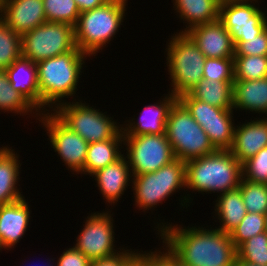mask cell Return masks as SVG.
<instances>
[{
  "label": "cell",
  "instance_id": "6da1fadb",
  "mask_svg": "<svg viewBox=\"0 0 267 266\" xmlns=\"http://www.w3.org/2000/svg\"><path fill=\"white\" fill-rule=\"evenodd\" d=\"M154 218L156 238L181 266H234L237 251L230 235L208 224L179 225ZM156 221V222H155ZM158 221V222H157ZM177 223V224H176ZM206 226V227H205ZM158 235V236H157ZM161 237V238H160Z\"/></svg>",
  "mask_w": 267,
  "mask_h": 266
},
{
  "label": "cell",
  "instance_id": "7a4b0ae2",
  "mask_svg": "<svg viewBox=\"0 0 267 266\" xmlns=\"http://www.w3.org/2000/svg\"><path fill=\"white\" fill-rule=\"evenodd\" d=\"M87 57L92 60L80 50H71L36 63L40 113L52 112L58 105L68 102L69 98V101L83 99L77 91L80 89L79 82L82 83L84 68H87Z\"/></svg>",
  "mask_w": 267,
  "mask_h": 266
},
{
  "label": "cell",
  "instance_id": "3957f363",
  "mask_svg": "<svg viewBox=\"0 0 267 266\" xmlns=\"http://www.w3.org/2000/svg\"><path fill=\"white\" fill-rule=\"evenodd\" d=\"M242 178V164L229 150H217L211 155L188 160L185 177L188 207L194 205L193 193L218 196L237 189Z\"/></svg>",
  "mask_w": 267,
  "mask_h": 266
},
{
  "label": "cell",
  "instance_id": "277c9868",
  "mask_svg": "<svg viewBox=\"0 0 267 266\" xmlns=\"http://www.w3.org/2000/svg\"><path fill=\"white\" fill-rule=\"evenodd\" d=\"M186 162L178 158L166 164L155 172H148L132 177L131 192L134 198V210L153 215L160 204L174 197L176 192L183 194L178 198L180 209L188 208L185 189ZM181 190V191H180ZM183 191V192H182ZM185 192V193H184ZM185 194V195H184ZM157 208V209H156ZM141 210V211H140ZM150 212H147L149 211ZM155 210V211H154ZM154 211V212H153Z\"/></svg>",
  "mask_w": 267,
  "mask_h": 266
},
{
  "label": "cell",
  "instance_id": "5b68a950",
  "mask_svg": "<svg viewBox=\"0 0 267 266\" xmlns=\"http://www.w3.org/2000/svg\"><path fill=\"white\" fill-rule=\"evenodd\" d=\"M127 8L128 0H109L100 7L80 13L74 26L76 47L95 58L108 44L111 46L126 20Z\"/></svg>",
  "mask_w": 267,
  "mask_h": 266
},
{
  "label": "cell",
  "instance_id": "8992f818",
  "mask_svg": "<svg viewBox=\"0 0 267 266\" xmlns=\"http://www.w3.org/2000/svg\"><path fill=\"white\" fill-rule=\"evenodd\" d=\"M173 33L166 41L164 64L170 81L168 90L178 98L203 79L206 57L187 33Z\"/></svg>",
  "mask_w": 267,
  "mask_h": 266
},
{
  "label": "cell",
  "instance_id": "52a82bcc",
  "mask_svg": "<svg viewBox=\"0 0 267 266\" xmlns=\"http://www.w3.org/2000/svg\"><path fill=\"white\" fill-rule=\"evenodd\" d=\"M86 103L84 99L68 101L58 105L52 113L70 130L86 142L94 143L112 138H124L122 123L103 109ZM115 119V120H114ZM118 121V122H117Z\"/></svg>",
  "mask_w": 267,
  "mask_h": 266
},
{
  "label": "cell",
  "instance_id": "ba28073f",
  "mask_svg": "<svg viewBox=\"0 0 267 266\" xmlns=\"http://www.w3.org/2000/svg\"><path fill=\"white\" fill-rule=\"evenodd\" d=\"M166 136L175 157L185 162L217 151L202 127L178 100L169 111Z\"/></svg>",
  "mask_w": 267,
  "mask_h": 266
},
{
  "label": "cell",
  "instance_id": "9c48e42d",
  "mask_svg": "<svg viewBox=\"0 0 267 266\" xmlns=\"http://www.w3.org/2000/svg\"><path fill=\"white\" fill-rule=\"evenodd\" d=\"M104 210L87 213L89 215L84 218L82 230H79L72 245L91 261L113 256L125 248V244L120 247L116 244L115 239L118 238H115L116 225L113 218L116 213L111 209Z\"/></svg>",
  "mask_w": 267,
  "mask_h": 266
},
{
  "label": "cell",
  "instance_id": "30bf717a",
  "mask_svg": "<svg viewBox=\"0 0 267 266\" xmlns=\"http://www.w3.org/2000/svg\"><path fill=\"white\" fill-rule=\"evenodd\" d=\"M22 56L32 62L56 57L76 47L74 26L46 21L21 36Z\"/></svg>",
  "mask_w": 267,
  "mask_h": 266
},
{
  "label": "cell",
  "instance_id": "8fae6325",
  "mask_svg": "<svg viewBox=\"0 0 267 266\" xmlns=\"http://www.w3.org/2000/svg\"><path fill=\"white\" fill-rule=\"evenodd\" d=\"M177 100L202 127L216 150H230L237 120L234 119L233 109L211 106L193 98L189 93L179 96Z\"/></svg>",
  "mask_w": 267,
  "mask_h": 266
},
{
  "label": "cell",
  "instance_id": "7c38bea8",
  "mask_svg": "<svg viewBox=\"0 0 267 266\" xmlns=\"http://www.w3.org/2000/svg\"><path fill=\"white\" fill-rule=\"evenodd\" d=\"M124 154L132 176L155 172L176 159L166 134L124 136Z\"/></svg>",
  "mask_w": 267,
  "mask_h": 266
},
{
  "label": "cell",
  "instance_id": "4fadbf2b",
  "mask_svg": "<svg viewBox=\"0 0 267 266\" xmlns=\"http://www.w3.org/2000/svg\"><path fill=\"white\" fill-rule=\"evenodd\" d=\"M38 121L55 155L58 159L60 157L63 166L72 175L77 176L84 169L89 143L65 126L52 112L40 113Z\"/></svg>",
  "mask_w": 267,
  "mask_h": 266
},
{
  "label": "cell",
  "instance_id": "5bb4252c",
  "mask_svg": "<svg viewBox=\"0 0 267 266\" xmlns=\"http://www.w3.org/2000/svg\"><path fill=\"white\" fill-rule=\"evenodd\" d=\"M262 0L220 2L219 21L229 31L234 45L241 38H252L267 28V8ZM260 6V7H259Z\"/></svg>",
  "mask_w": 267,
  "mask_h": 266
},
{
  "label": "cell",
  "instance_id": "9a60e30c",
  "mask_svg": "<svg viewBox=\"0 0 267 266\" xmlns=\"http://www.w3.org/2000/svg\"><path fill=\"white\" fill-rule=\"evenodd\" d=\"M177 101V97L171 92L164 93L154 104L143 106V110L133 117L122 120V132L124 136L160 135L166 134V123L171 107ZM139 115V116H137ZM139 117V118H138Z\"/></svg>",
  "mask_w": 267,
  "mask_h": 266
},
{
  "label": "cell",
  "instance_id": "2e32d148",
  "mask_svg": "<svg viewBox=\"0 0 267 266\" xmlns=\"http://www.w3.org/2000/svg\"><path fill=\"white\" fill-rule=\"evenodd\" d=\"M90 177L95 180V187H98L103 202L108 206H105V209L112 210L118 205L127 189H131L129 186L132 184L133 176L127 158L123 155L116 162L96 171Z\"/></svg>",
  "mask_w": 267,
  "mask_h": 266
},
{
  "label": "cell",
  "instance_id": "e0dca14e",
  "mask_svg": "<svg viewBox=\"0 0 267 266\" xmlns=\"http://www.w3.org/2000/svg\"><path fill=\"white\" fill-rule=\"evenodd\" d=\"M29 205L28 197L0 205V242L4 251L9 252L15 248L29 229L33 220Z\"/></svg>",
  "mask_w": 267,
  "mask_h": 266
},
{
  "label": "cell",
  "instance_id": "ac0fdd59",
  "mask_svg": "<svg viewBox=\"0 0 267 266\" xmlns=\"http://www.w3.org/2000/svg\"><path fill=\"white\" fill-rule=\"evenodd\" d=\"M244 120L237 121L229 150L241 164L267 147V117Z\"/></svg>",
  "mask_w": 267,
  "mask_h": 266
},
{
  "label": "cell",
  "instance_id": "d6986e66",
  "mask_svg": "<svg viewBox=\"0 0 267 266\" xmlns=\"http://www.w3.org/2000/svg\"><path fill=\"white\" fill-rule=\"evenodd\" d=\"M186 33L206 58H234L235 45L232 37L219 20L200 24Z\"/></svg>",
  "mask_w": 267,
  "mask_h": 266
},
{
  "label": "cell",
  "instance_id": "ffe728a7",
  "mask_svg": "<svg viewBox=\"0 0 267 266\" xmlns=\"http://www.w3.org/2000/svg\"><path fill=\"white\" fill-rule=\"evenodd\" d=\"M0 18L20 36L47 21L43 0H4Z\"/></svg>",
  "mask_w": 267,
  "mask_h": 266
},
{
  "label": "cell",
  "instance_id": "44dd1931",
  "mask_svg": "<svg viewBox=\"0 0 267 266\" xmlns=\"http://www.w3.org/2000/svg\"><path fill=\"white\" fill-rule=\"evenodd\" d=\"M233 110L267 117V77L233 82ZM239 111V112H238Z\"/></svg>",
  "mask_w": 267,
  "mask_h": 266
},
{
  "label": "cell",
  "instance_id": "7402d4cb",
  "mask_svg": "<svg viewBox=\"0 0 267 266\" xmlns=\"http://www.w3.org/2000/svg\"><path fill=\"white\" fill-rule=\"evenodd\" d=\"M13 148L14 146L11 145H0V205L25 197L19 184L22 178L21 171H23L21 170L22 159H20V153Z\"/></svg>",
  "mask_w": 267,
  "mask_h": 266
},
{
  "label": "cell",
  "instance_id": "603a6c76",
  "mask_svg": "<svg viewBox=\"0 0 267 266\" xmlns=\"http://www.w3.org/2000/svg\"><path fill=\"white\" fill-rule=\"evenodd\" d=\"M173 14L184 26L179 33H186L200 24H209L219 20L220 0H171Z\"/></svg>",
  "mask_w": 267,
  "mask_h": 266
},
{
  "label": "cell",
  "instance_id": "cb8c5ba5",
  "mask_svg": "<svg viewBox=\"0 0 267 266\" xmlns=\"http://www.w3.org/2000/svg\"><path fill=\"white\" fill-rule=\"evenodd\" d=\"M213 205L211 218L213 217L212 221L215 219L214 222L217 226L214 222H212L214 224L212 226L228 234L240 224L247 214L239 188L219 194L217 199L215 196Z\"/></svg>",
  "mask_w": 267,
  "mask_h": 266
},
{
  "label": "cell",
  "instance_id": "d4e9b609",
  "mask_svg": "<svg viewBox=\"0 0 267 266\" xmlns=\"http://www.w3.org/2000/svg\"><path fill=\"white\" fill-rule=\"evenodd\" d=\"M5 71L12 88L21 93L40 112L36 63L21 56Z\"/></svg>",
  "mask_w": 267,
  "mask_h": 266
},
{
  "label": "cell",
  "instance_id": "484cf974",
  "mask_svg": "<svg viewBox=\"0 0 267 266\" xmlns=\"http://www.w3.org/2000/svg\"><path fill=\"white\" fill-rule=\"evenodd\" d=\"M124 155V138H112L88 145L84 169L78 174L81 178L90 176Z\"/></svg>",
  "mask_w": 267,
  "mask_h": 266
},
{
  "label": "cell",
  "instance_id": "4316f807",
  "mask_svg": "<svg viewBox=\"0 0 267 266\" xmlns=\"http://www.w3.org/2000/svg\"><path fill=\"white\" fill-rule=\"evenodd\" d=\"M233 82L201 79L188 93L211 106L233 109Z\"/></svg>",
  "mask_w": 267,
  "mask_h": 266
},
{
  "label": "cell",
  "instance_id": "83f0119b",
  "mask_svg": "<svg viewBox=\"0 0 267 266\" xmlns=\"http://www.w3.org/2000/svg\"><path fill=\"white\" fill-rule=\"evenodd\" d=\"M12 113L14 116L32 117L38 123L40 112L18 91L14 90L9 82L5 70H0V114Z\"/></svg>",
  "mask_w": 267,
  "mask_h": 266
},
{
  "label": "cell",
  "instance_id": "f1b7e54d",
  "mask_svg": "<svg viewBox=\"0 0 267 266\" xmlns=\"http://www.w3.org/2000/svg\"><path fill=\"white\" fill-rule=\"evenodd\" d=\"M21 56V36L0 18V70H6Z\"/></svg>",
  "mask_w": 267,
  "mask_h": 266
},
{
  "label": "cell",
  "instance_id": "f546056e",
  "mask_svg": "<svg viewBox=\"0 0 267 266\" xmlns=\"http://www.w3.org/2000/svg\"><path fill=\"white\" fill-rule=\"evenodd\" d=\"M43 6L47 21L76 25L80 11L75 0H43Z\"/></svg>",
  "mask_w": 267,
  "mask_h": 266
},
{
  "label": "cell",
  "instance_id": "4dcf8cb0",
  "mask_svg": "<svg viewBox=\"0 0 267 266\" xmlns=\"http://www.w3.org/2000/svg\"><path fill=\"white\" fill-rule=\"evenodd\" d=\"M238 188L247 212L265 215L267 212V184L251 182L242 178Z\"/></svg>",
  "mask_w": 267,
  "mask_h": 266
},
{
  "label": "cell",
  "instance_id": "1f68e13d",
  "mask_svg": "<svg viewBox=\"0 0 267 266\" xmlns=\"http://www.w3.org/2000/svg\"><path fill=\"white\" fill-rule=\"evenodd\" d=\"M235 80L267 77V56H234Z\"/></svg>",
  "mask_w": 267,
  "mask_h": 266
},
{
  "label": "cell",
  "instance_id": "d6a6232c",
  "mask_svg": "<svg viewBox=\"0 0 267 266\" xmlns=\"http://www.w3.org/2000/svg\"><path fill=\"white\" fill-rule=\"evenodd\" d=\"M236 260L250 264L267 265V233L263 232L253 236L237 249Z\"/></svg>",
  "mask_w": 267,
  "mask_h": 266
},
{
  "label": "cell",
  "instance_id": "836d02e7",
  "mask_svg": "<svg viewBox=\"0 0 267 266\" xmlns=\"http://www.w3.org/2000/svg\"><path fill=\"white\" fill-rule=\"evenodd\" d=\"M263 232H266L265 215L247 212L240 224L229 235L237 249L248 239Z\"/></svg>",
  "mask_w": 267,
  "mask_h": 266
},
{
  "label": "cell",
  "instance_id": "e575fe53",
  "mask_svg": "<svg viewBox=\"0 0 267 266\" xmlns=\"http://www.w3.org/2000/svg\"><path fill=\"white\" fill-rule=\"evenodd\" d=\"M203 79L235 81L234 58H205Z\"/></svg>",
  "mask_w": 267,
  "mask_h": 266
},
{
  "label": "cell",
  "instance_id": "d590c367",
  "mask_svg": "<svg viewBox=\"0 0 267 266\" xmlns=\"http://www.w3.org/2000/svg\"><path fill=\"white\" fill-rule=\"evenodd\" d=\"M243 178L267 184V147L242 163Z\"/></svg>",
  "mask_w": 267,
  "mask_h": 266
},
{
  "label": "cell",
  "instance_id": "8d00e7d4",
  "mask_svg": "<svg viewBox=\"0 0 267 266\" xmlns=\"http://www.w3.org/2000/svg\"><path fill=\"white\" fill-rule=\"evenodd\" d=\"M234 56H267V28L252 38H241L235 44Z\"/></svg>",
  "mask_w": 267,
  "mask_h": 266
},
{
  "label": "cell",
  "instance_id": "74e56055",
  "mask_svg": "<svg viewBox=\"0 0 267 266\" xmlns=\"http://www.w3.org/2000/svg\"><path fill=\"white\" fill-rule=\"evenodd\" d=\"M126 246L119 253L102 259L92 260L90 266H129L140 254V249Z\"/></svg>",
  "mask_w": 267,
  "mask_h": 266
},
{
  "label": "cell",
  "instance_id": "f35d334b",
  "mask_svg": "<svg viewBox=\"0 0 267 266\" xmlns=\"http://www.w3.org/2000/svg\"><path fill=\"white\" fill-rule=\"evenodd\" d=\"M55 259L56 266H90L91 262L81 251L72 247V244Z\"/></svg>",
  "mask_w": 267,
  "mask_h": 266
},
{
  "label": "cell",
  "instance_id": "ab89813d",
  "mask_svg": "<svg viewBox=\"0 0 267 266\" xmlns=\"http://www.w3.org/2000/svg\"><path fill=\"white\" fill-rule=\"evenodd\" d=\"M149 250V266H175V260L161 246Z\"/></svg>",
  "mask_w": 267,
  "mask_h": 266
},
{
  "label": "cell",
  "instance_id": "60d3db41",
  "mask_svg": "<svg viewBox=\"0 0 267 266\" xmlns=\"http://www.w3.org/2000/svg\"><path fill=\"white\" fill-rule=\"evenodd\" d=\"M108 1L109 0H75L80 13L100 7Z\"/></svg>",
  "mask_w": 267,
  "mask_h": 266
},
{
  "label": "cell",
  "instance_id": "b9f144b4",
  "mask_svg": "<svg viewBox=\"0 0 267 266\" xmlns=\"http://www.w3.org/2000/svg\"><path fill=\"white\" fill-rule=\"evenodd\" d=\"M142 250L139 256L129 266H149V251Z\"/></svg>",
  "mask_w": 267,
  "mask_h": 266
},
{
  "label": "cell",
  "instance_id": "7bdbcfd3",
  "mask_svg": "<svg viewBox=\"0 0 267 266\" xmlns=\"http://www.w3.org/2000/svg\"><path fill=\"white\" fill-rule=\"evenodd\" d=\"M234 266H267V265L250 264L247 262H243L241 260H236Z\"/></svg>",
  "mask_w": 267,
  "mask_h": 266
},
{
  "label": "cell",
  "instance_id": "ee69618b",
  "mask_svg": "<svg viewBox=\"0 0 267 266\" xmlns=\"http://www.w3.org/2000/svg\"><path fill=\"white\" fill-rule=\"evenodd\" d=\"M40 262V261H39ZM45 263V262H43ZM30 265V264H29ZM43 265V264H42ZM44 266H56V263H55V257H50L49 259L47 258L46 259V264H44Z\"/></svg>",
  "mask_w": 267,
  "mask_h": 266
},
{
  "label": "cell",
  "instance_id": "f6af8a7d",
  "mask_svg": "<svg viewBox=\"0 0 267 266\" xmlns=\"http://www.w3.org/2000/svg\"><path fill=\"white\" fill-rule=\"evenodd\" d=\"M265 226H266V233H267V212L265 213Z\"/></svg>",
  "mask_w": 267,
  "mask_h": 266
},
{
  "label": "cell",
  "instance_id": "bcb514c9",
  "mask_svg": "<svg viewBox=\"0 0 267 266\" xmlns=\"http://www.w3.org/2000/svg\"><path fill=\"white\" fill-rule=\"evenodd\" d=\"M3 3H4V0H0V10H1Z\"/></svg>",
  "mask_w": 267,
  "mask_h": 266
},
{
  "label": "cell",
  "instance_id": "7dc6e473",
  "mask_svg": "<svg viewBox=\"0 0 267 266\" xmlns=\"http://www.w3.org/2000/svg\"><path fill=\"white\" fill-rule=\"evenodd\" d=\"M3 249V246H2V244H1V242H0V252L2 253V250Z\"/></svg>",
  "mask_w": 267,
  "mask_h": 266
},
{
  "label": "cell",
  "instance_id": "c3c4849f",
  "mask_svg": "<svg viewBox=\"0 0 267 266\" xmlns=\"http://www.w3.org/2000/svg\"><path fill=\"white\" fill-rule=\"evenodd\" d=\"M175 266H181L180 264H178L176 261H175Z\"/></svg>",
  "mask_w": 267,
  "mask_h": 266
}]
</instances>
